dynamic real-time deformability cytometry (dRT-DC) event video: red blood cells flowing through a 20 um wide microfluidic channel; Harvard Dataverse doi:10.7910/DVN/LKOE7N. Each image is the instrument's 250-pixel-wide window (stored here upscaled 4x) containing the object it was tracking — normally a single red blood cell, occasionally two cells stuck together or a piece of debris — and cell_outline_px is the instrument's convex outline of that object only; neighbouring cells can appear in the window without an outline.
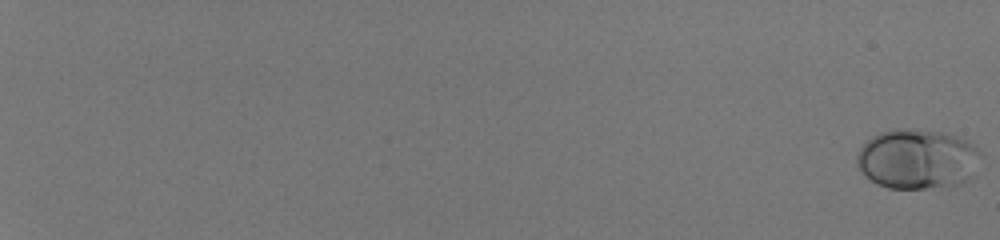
{"species": "human", "species_latin": "Homo sapiens", "temperature_condition": "room temperature", "stored_images_in_passage": 57, "camera_frame_rate_fps": 3000, "um_per_image_px": 0.085, "donor": {"sex": "male"}, "frame": {"image": 1, "passage_image": 1, "time_ms": 0.0, "image_size_px": [1000, 240], "cell_outline_px": [[984, 156], [976, 176], [960, 184], [948, 188], [888, 188], [876, 184], [864, 176], [856, 168], [856, 156], [860, 148], [872, 136], [880, 132], [900, 128], [904, 128], [940, 132], [956, 136], [968, 140], [976, 144], [980, 148]], "centroid_in_image_um": [78.06, 13.54], "position_along_channel_um": 6.9, "area_um2": 44.68}}
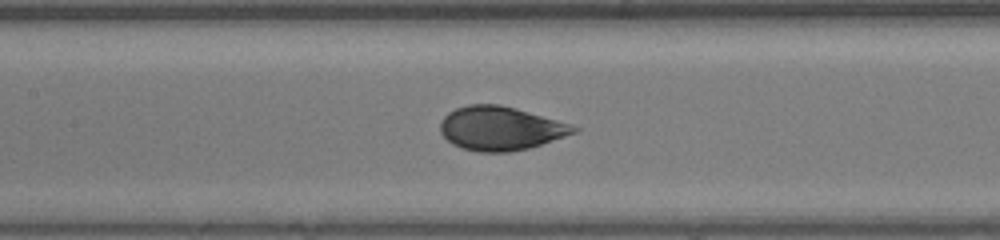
{"frame": {"image": 2, "passage_image": 34, "time_ms": 11.0, "image_size_px": [1000, 240], "cell_outline_px": [[580, 128], [576, 132], [528, 148], [508, 152], [476, 152], [460, 148], [452, 144], [440, 132], [440, 120], [448, 112], [456, 108], [468, 104], [500, 104], [516, 108], [572, 124]], "centroid_in_image_um": [42.5, 10.9], "position_along_channel_um": 164.9, "area_um2": 34.1}}
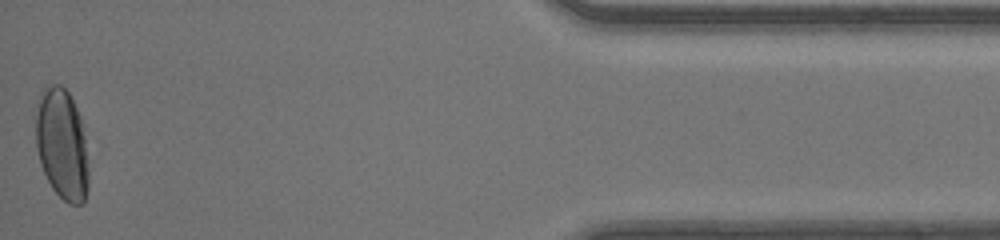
{"frame": {"image": 3, "passage_image": 57, "time_ms": 18.667, "image_size_px": [1000, 240], "cell_outline_px": [[88, 188], [84, 204], [68, 204], [52, 188], [40, 164], [36, 148], [36, 116], [40, 92], [44, 88], [52, 84], [60, 84], [68, 92], [80, 116], [84, 136], [88, 172]], "centroid_in_image_um": [5.26, 12.28], "position_along_channel_um": 429.9, "area_um2": 34.04}, "authors_computed_cell_mechanics": {"area_um2": 35.0846, "velocity_mm_per_s": 4.1615, "shape_relaxation_time_tau1_ms": 4.804, "shape_relaxation_time_tau2_ms": null, "deformation_change_tau1": 0.1631, "deformation_change_tau2": null}}